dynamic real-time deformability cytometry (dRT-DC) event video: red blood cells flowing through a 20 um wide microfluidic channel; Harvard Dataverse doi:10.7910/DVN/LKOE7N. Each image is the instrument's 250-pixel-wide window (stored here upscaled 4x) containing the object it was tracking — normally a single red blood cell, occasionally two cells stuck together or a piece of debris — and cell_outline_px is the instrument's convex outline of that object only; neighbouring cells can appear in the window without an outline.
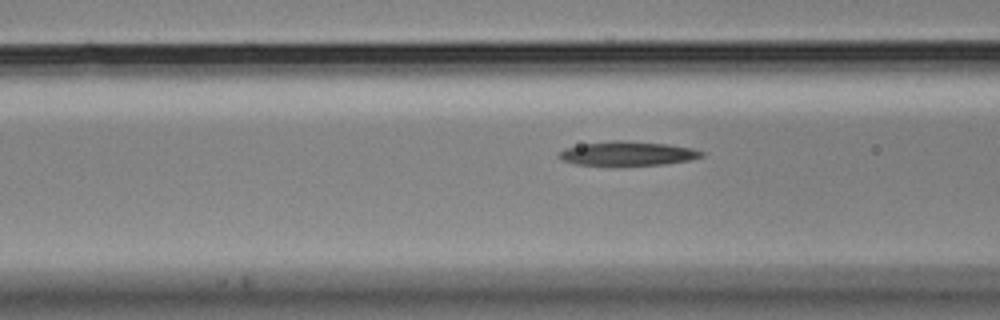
{"species": "Egyptian fruit bat (a non-hibernating species)", "species_latin": "Rousettus aegyptiacus", "temperature_condition": "cold", "stored_images_in_passage": 29, "camera_frame_rate_fps": 3000, "um_per_image_px": 0.085, "animal": {"sex": "male"}, "frame": {"image": 1, "passage_image": 6, "time_ms": 1.667, "image_size_px": [1000, 320], "cell_outline_px": [[704, 156], [688, 160], [664, 164], [608, 168], [576, 164], [564, 160], [556, 156], [556, 152], [564, 148], [584, 144], [612, 140], [624, 140], [668, 144], [692, 148], [704, 152]], "centroid_in_image_um": [53.27, 13.08], "position_along_channel_um": 113.3, "area_um2": 20.98}}
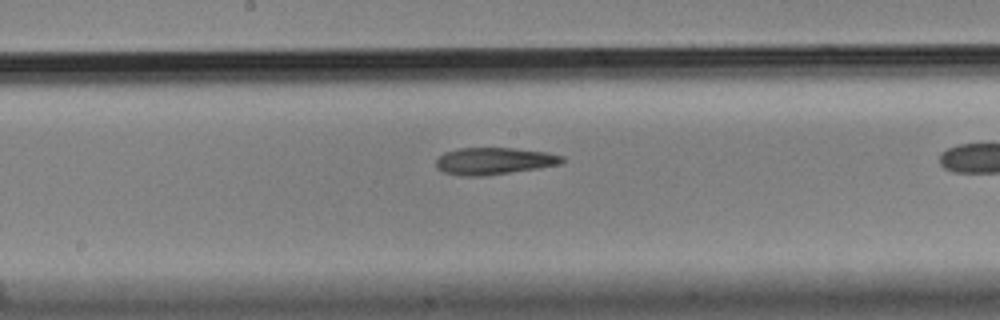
{"frame": {"image": 2, "passage_image": 14, "time_ms": 4.333, "image_size_px": [1000, 320], "cell_outline_px": [[564, 160], [560, 164], [540, 168], [484, 176], [460, 176], [444, 172], [436, 168], [436, 160], [444, 152], [460, 148], [512, 148], [548, 152], [564, 156]], "centroid_in_image_um": [41.99, 13.69], "position_along_channel_um": 206.2, "area_um2": 19.94}}
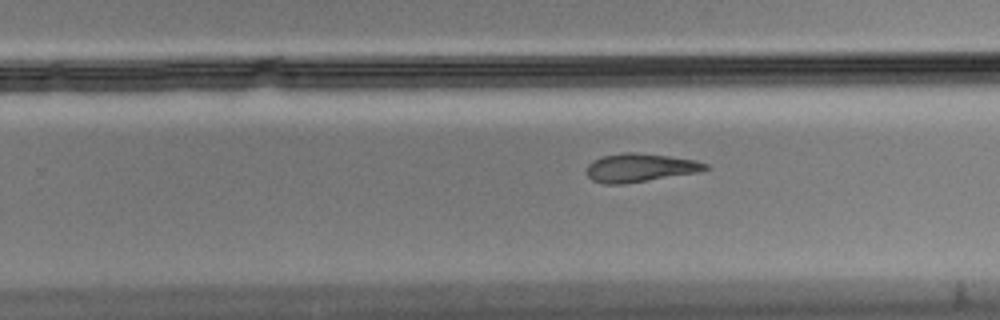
{"frame": {"image": 3, "passage_image": 20, "time_ms": 6.333, "image_size_px": [1000, 320], "cell_outline_px": [[712, 168], [696, 172], [624, 184], [604, 184], [592, 180], [588, 176], [588, 164], [592, 160], [604, 156], [624, 152], [636, 152], [668, 156], [696, 160], [708, 164]], "centroid_in_image_um": [54.4, 14.25], "position_along_channel_um": 275.4, "area_um2": 19.54}}